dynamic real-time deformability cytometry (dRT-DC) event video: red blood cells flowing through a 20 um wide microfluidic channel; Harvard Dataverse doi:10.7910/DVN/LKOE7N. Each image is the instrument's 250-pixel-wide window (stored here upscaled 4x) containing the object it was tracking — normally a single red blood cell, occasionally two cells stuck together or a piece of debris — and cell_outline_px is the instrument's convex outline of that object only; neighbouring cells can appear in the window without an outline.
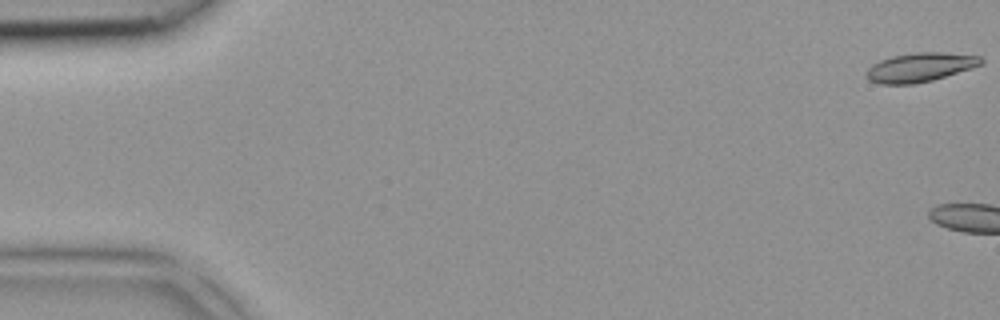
{"species": "common noctule bat (a hibernating species)", "species_latin": "Nyctalus noctula", "temperature_condition": "room temperature", "stored_images_in_passage": 6, "camera_frame_rate_fps": 3000, "um_per_image_px": 0.085, "animal": {"sex": "female", "body_mass_g": 18.4}, "frame": {"image": 1, "passage_image": 1, "time_ms": 0.0, "image_size_px": [1000, 320], "cell_outline_px": [[984, 60], [980, 64], [972, 68], [932, 80], [912, 84], [880, 84], [868, 80], [864, 76], [868, 68], [872, 64], [880, 60], [892, 56], [912, 52], [940, 52], [980, 56]], "centroid_in_image_um": [78.15, 5.72], "position_along_channel_um": 6.8, "area_um2": 19.42}}